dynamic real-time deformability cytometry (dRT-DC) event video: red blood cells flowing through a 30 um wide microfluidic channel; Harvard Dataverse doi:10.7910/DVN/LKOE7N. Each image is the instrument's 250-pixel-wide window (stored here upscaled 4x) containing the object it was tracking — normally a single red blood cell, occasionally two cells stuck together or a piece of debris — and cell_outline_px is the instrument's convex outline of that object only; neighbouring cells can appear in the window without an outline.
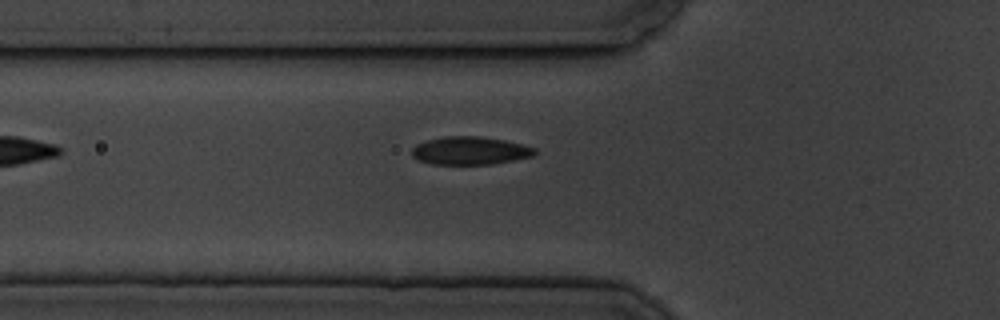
{"species": "common noctule bat (a hibernating species)", "species_latin": "Nyctalus noctula", "temperature_condition": "cold", "stored_images_in_passage": 6, "camera_frame_rate_fps": 3000, "um_per_image_px": 0.085, "animal": {"sex": "male", "body_mass_g": 19.5, "forearm_length_mm": 54.6}, "frame": {"image": 1, "passage_image": 6, "time_ms": 5.667, "image_size_px": [1000, 320], "cell_outline_px": [[536, 152], [532, 156], [492, 164], [432, 164], [420, 160], [412, 156], [412, 148], [416, 144], [428, 140], [444, 136], [480, 136], [504, 140], [536, 148]], "centroid_in_image_um": [39.93, 12.8], "position_along_channel_um": 85.9, "area_um2": 19.88}}